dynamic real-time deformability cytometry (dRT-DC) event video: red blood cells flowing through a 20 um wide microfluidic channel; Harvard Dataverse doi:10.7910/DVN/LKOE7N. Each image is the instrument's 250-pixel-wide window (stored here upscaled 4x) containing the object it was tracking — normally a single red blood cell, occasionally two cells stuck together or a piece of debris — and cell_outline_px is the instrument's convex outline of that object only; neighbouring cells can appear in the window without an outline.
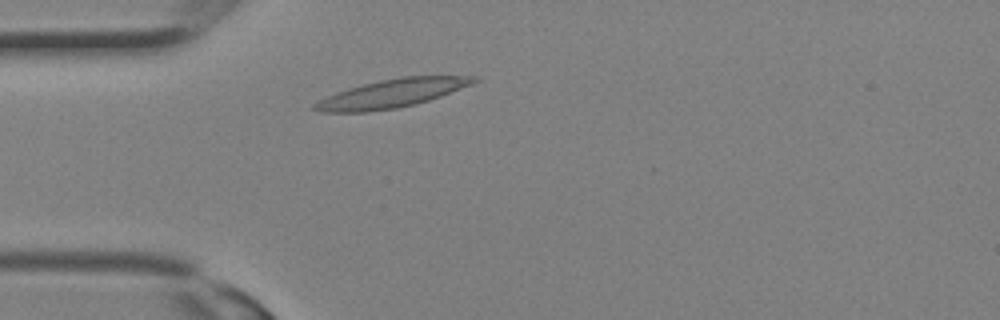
{"species": "Egyptian fruit bat (a non-hibernating species)", "species_latin": "Rousettus aegyptiacus", "temperature_condition": "room temperature", "stored_images_in_passage": 15, "camera_frame_rate_fps": 3000, "um_per_image_px": 0.085, "animal": {"sex": "female"}, "frame": {"image": 1, "passage_image": 3, "time_ms": 0.667, "image_size_px": [1000, 320], "cell_outline_px": [[480, 80], [472, 84], [440, 96], [428, 100], [396, 108], [368, 112], [320, 112], [312, 108], [312, 104], [336, 92], [348, 88], [380, 80], [400, 76], [476, 76]], "centroid_in_image_um": [33.29, 7.94], "position_along_channel_um": 51.7, "area_um2": 26.07}}
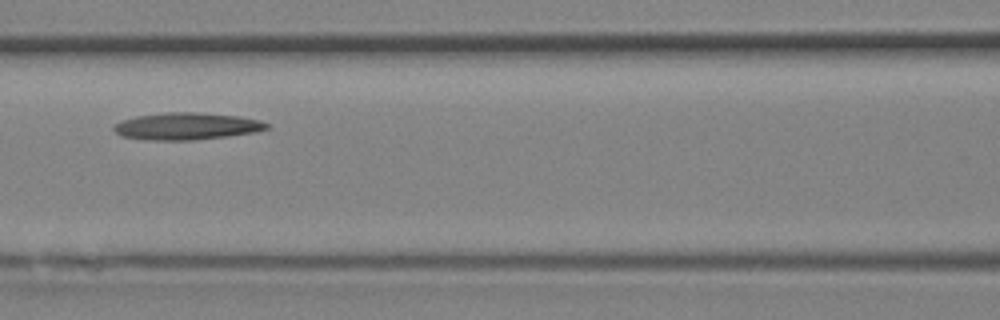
{"frame": {"image": 2, "passage_image": 8, "time_ms": 2.333, "image_size_px": [1000, 320], "cell_outline_px": [[268, 128], [252, 132], [224, 136], [192, 140], [152, 140], [120, 136], [112, 128], [112, 124], [120, 120], [136, 116], [164, 112], [200, 112], [240, 116], [260, 120], [268, 124]], "centroid_in_image_um": [15.79, 10.71], "position_along_channel_um": 150.8, "area_um2": 24.1}}
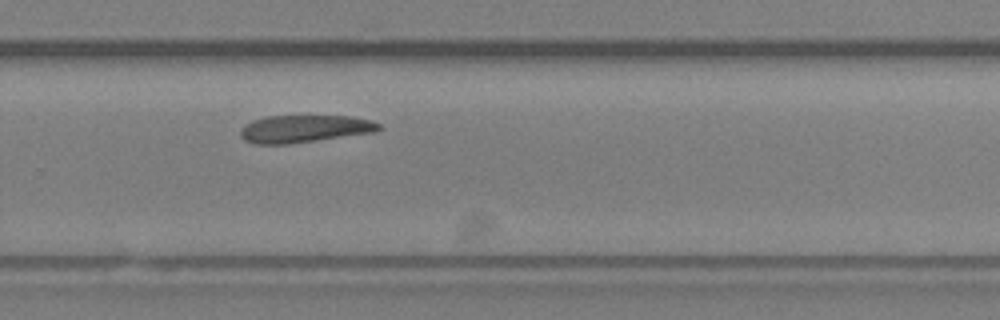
{"frame": {"image": 3, "passage_image": 15, "time_ms": 4.667, "image_size_px": [1000, 320], "cell_outline_px": [[384, 128], [376, 132], [284, 144], [256, 144], [244, 140], [240, 136], [240, 128], [244, 124], [252, 120], [264, 116], [308, 112], [352, 116], [372, 120], [380, 124]], "centroid_in_image_um": [25.89, 10.87], "position_along_channel_um": 303.9, "area_um2": 23.52}}